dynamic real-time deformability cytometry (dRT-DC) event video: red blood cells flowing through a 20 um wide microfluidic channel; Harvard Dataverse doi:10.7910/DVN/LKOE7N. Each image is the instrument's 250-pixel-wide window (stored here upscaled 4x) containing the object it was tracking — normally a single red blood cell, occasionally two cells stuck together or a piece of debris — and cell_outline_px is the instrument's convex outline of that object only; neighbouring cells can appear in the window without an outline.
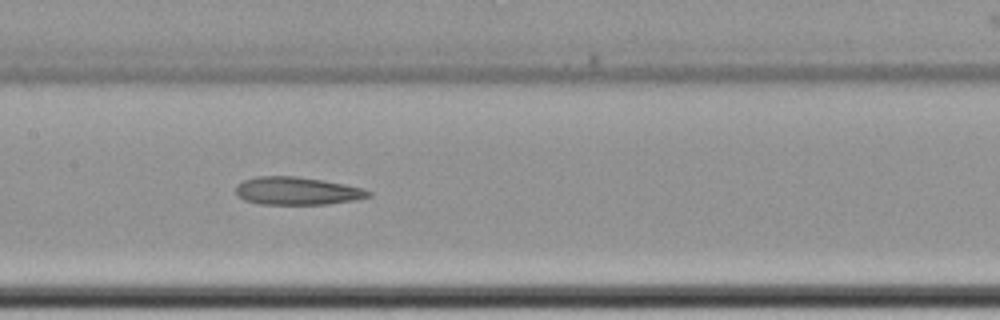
{"species": "common noctule bat (a hibernating species)", "species_latin": "Nyctalus noctula", "temperature_condition": "cold", "stored_images_in_passage": 12, "camera_frame_rate_fps": 3000, "um_per_image_px": 0.085, "animal": {"sex": "female", "body_mass_g": 22.7, "forearm_length_mm": 54.2}, "frame": {"image": 1, "passage_image": 9, "time_ms": 10.333, "image_size_px": [1000, 320], "cell_outline_px": [[372, 196], [356, 200], [328, 204], [260, 204], [244, 200], [236, 196], [236, 184], [244, 180], [256, 176], [296, 176], [344, 184], [360, 188], [372, 192]], "centroid_in_image_um": [25.22, 16.23], "position_along_channel_um": 182.2, "area_um2": 21.56}}
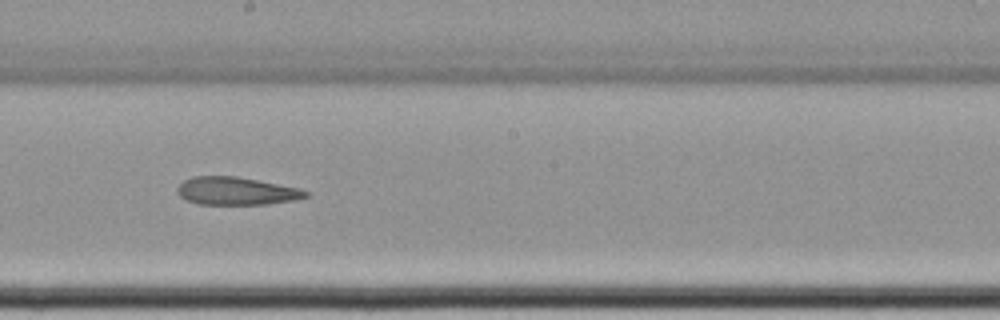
{"frame": {"image": 2, "passage_image": 10, "time_ms": 11.667, "image_size_px": [1000, 320], "cell_outline_px": [[312, 196], [292, 200], [268, 204], [196, 204], [180, 196], [176, 192], [176, 188], [184, 180], [192, 176], [236, 176], [300, 188], [308, 192]], "centroid_in_image_um": [20.08, 16.23], "position_along_channel_um": 228.1, "area_um2": 20.87}}
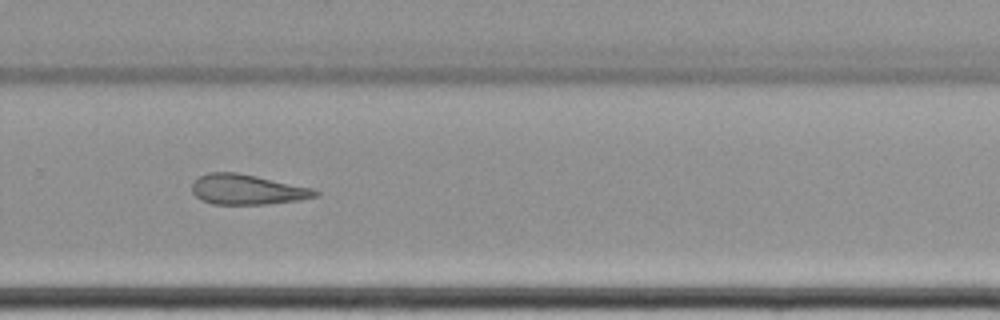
{"frame": {"image": 3, "passage_image": 12, "time_ms": 14.0, "image_size_px": [1000, 320], "cell_outline_px": [[320, 196], [296, 200], [268, 204], [212, 204], [200, 200], [192, 192], [192, 184], [200, 176], [208, 172], [236, 172], [256, 176], [312, 188], [320, 192]], "centroid_in_image_um": [21.0, 16.11], "position_along_channel_um": 308.8, "area_um2": 21.56}}